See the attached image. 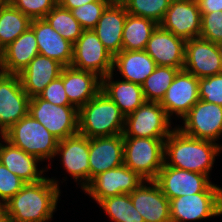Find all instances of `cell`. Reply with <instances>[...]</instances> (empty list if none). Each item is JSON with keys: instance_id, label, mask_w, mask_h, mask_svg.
Returning <instances> with one entry per match:
<instances>
[{"instance_id": "cell-32", "label": "cell", "mask_w": 222, "mask_h": 222, "mask_svg": "<svg viewBox=\"0 0 222 222\" xmlns=\"http://www.w3.org/2000/svg\"><path fill=\"white\" fill-rule=\"evenodd\" d=\"M50 26L60 35L75 43L82 34V27L80 23L73 17L70 10L56 4L55 7L44 17Z\"/></svg>"}, {"instance_id": "cell-46", "label": "cell", "mask_w": 222, "mask_h": 222, "mask_svg": "<svg viewBox=\"0 0 222 222\" xmlns=\"http://www.w3.org/2000/svg\"><path fill=\"white\" fill-rule=\"evenodd\" d=\"M111 2H122L123 0H110Z\"/></svg>"}, {"instance_id": "cell-17", "label": "cell", "mask_w": 222, "mask_h": 222, "mask_svg": "<svg viewBox=\"0 0 222 222\" xmlns=\"http://www.w3.org/2000/svg\"><path fill=\"white\" fill-rule=\"evenodd\" d=\"M199 78L180 70L166 91L161 106L171 119L173 114L183 118L199 100Z\"/></svg>"}, {"instance_id": "cell-28", "label": "cell", "mask_w": 222, "mask_h": 222, "mask_svg": "<svg viewBox=\"0 0 222 222\" xmlns=\"http://www.w3.org/2000/svg\"><path fill=\"white\" fill-rule=\"evenodd\" d=\"M39 54L34 31L29 27L4 50L3 71L7 74L21 73Z\"/></svg>"}, {"instance_id": "cell-11", "label": "cell", "mask_w": 222, "mask_h": 222, "mask_svg": "<svg viewBox=\"0 0 222 222\" xmlns=\"http://www.w3.org/2000/svg\"><path fill=\"white\" fill-rule=\"evenodd\" d=\"M222 215V192H201L170 200L171 222H186Z\"/></svg>"}, {"instance_id": "cell-37", "label": "cell", "mask_w": 222, "mask_h": 222, "mask_svg": "<svg viewBox=\"0 0 222 222\" xmlns=\"http://www.w3.org/2000/svg\"><path fill=\"white\" fill-rule=\"evenodd\" d=\"M200 38L216 44L222 43V11L201 13Z\"/></svg>"}, {"instance_id": "cell-5", "label": "cell", "mask_w": 222, "mask_h": 222, "mask_svg": "<svg viewBox=\"0 0 222 222\" xmlns=\"http://www.w3.org/2000/svg\"><path fill=\"white\" fill-rule=\"evenodd\" d=\"M124 165L144 180H155L164 165L166 138L123 137Z\"/></svg>"}, {"instance_id": "cell-15", "label": "cell", "mask_w": 222, "mask_h": 222, "mask_svg": "<svg viewBox=\"0 0 222 222\" xmlns=\"http://www.w3.org/2000/svg\"><path fill=\"white\" fill-rule=\"evenodd\" d=\"M159 25L185 41L200 37L201 12L197 1L172 0Z\"/></svg>"}, {"instance_id": "cell-39", "label": "cell", "mask_w": 222, "mask_h": 222, "mask_svg": "<svg viewBox=\"0 0 222 222\" xmlns=\"http://www.w3.org/2000/svg\"><path fill=\"white\" fill-rule=\"evenodd\" d=\"M25 182L17 175L9 171L0 163V205L3 206L17 192L21 190Z\"/></svg>"}, {"instance_id": "cell-12", "label": "cell", "mask_w": 222, "mask_h": 222, "mask_svg": "<svg viewBox=\"0 0 222 222\" xmlns=\"http://www.w3.org/2000/svg\"><path fill=\"white\" fill-rule=\"evenodd\" d=\"M30 97L23 90L18 74L4 73L0 77V135L29 111Z\"/></svg>"}, {"instance_id": "cell-41", "label": "cell", "mask_w": 222, "mask_h": 222, "mask_svg": "<svg viewBox=\"0 0 222 222\" xmlns=\"http://www.w3.org/2000/svg\"><path fill=\"white\" fill-rule=\"evenodd\" d=\"M201 13L222 11V0H196Z\"/></svg>"}, {"instance_id": "cell-36", "label": "cell", "mask_w": 222, "mask_h": 222, "mask_svg": "<svg viewBox=\"0 0 222 222\" xmlns=\"http://www.w3.org/2000/svg\"><path fill=\"white\" fill-rule=\"evenodd\" d=\"M16 9L32 19L44 18L58 3L57 0H8Z\"/></svg>"}, {"instance_id": "cell-45", "label": "cell", "mask_w": 222, "mask_h": 222, "mask_svg": "<svg viewBox=\"0 0 222 222\" xmlns=\"http://www.w3.org/2000/svg\"><path fill=\"white\" fill-rule=\"evenodd\" d=\"M218 46H219L221 57H222V43L218 44Z\"/></svg>"}, {"instance_id": "cell-13", "label": "cell", "mask_w": 222, "mask_h": 222, "mask_svg": "<svg viewBox=\"0 0 222 222\" xmlns=\"http://www.w3.org/2000/svg\"><path fill=\"white\" fill-rule=\"evenodd\" d=\"M143 181L136 172L123 164L95 176L83 191L99 203L108 197L130 194Z\"/></svg>"}, {"instance_id": "cell-29", "label": "cell", "mask_w": 222, "mask_h": 222, "mask_svg": "<svg viewBox=\"0 0 222 222\" xmlns=\"http://www.w3.org/2000/svg\"><path fill=\"white\" fill-rule=\"evenodd\" d=\"M158 24L151 19L127 13L123 27L122 50H145Z\"/></svg>"}, {"instance_id": "cell-10", "label": "cell", "mask_w": 222, "mask_h": 222, "mask_svg": "<svg viewBox=\"0 0 222 222\" xmlns=\"http://www.w3.org/2000/svg\"><path fill=\"white\" fill-rule=\"evenodd\" d=\"M184 126H177L184 134L215 142L222 135V106L203 100L198 102L182 118Z\"/></svg>"}, {"instance_id": "cell-33", "label": "cell", "mask_w": 222, "mask_h": 222, "mask_svg": "<svg viewBox=\"0 0 222 222\" xmlns=\"http://www.w3.org/2000/svg\"><path fill=\"white\" fill-rule=\"evenodd\" d=\"M98 204L114 222H145L133 206L130 194L108 197Z\"/></svg>"}, {"instance_id": "cell-2", "label": "cell", "mask_w": 222, "mask_h": 222, "mask_svg": "<svg viewBox=\"0 0 222 222\" xmlns=\"http://www.w3.org/2000/svg\"><path fill=\"white\" fill-rule=\"evenodd\" d=\"M221 150L222 144L190 137L175 127L165 140L164 163L209 177Z\"/></svg>"}, {"instance_id": "cell-35", "label": "cell", "mask_w": 222, "mask_h": 222, "mask_svg": "<svg viewBox=\"0 0 222 222\" xmlns=\"http://www.w3.org/2000/svg\"><path fill=\"white\" fill-rule=\"evenodd\" d=\"M110 3V0L90 2L71 10V12L83 30H93Z\"/></svg>"}, {"instance_id": "cell-18", "label": "cell", "mask_w": 222, "mask_h": 222, "mask_svg": "<svg viewBox=\"0 0 222 222\" xmlns=\"http://www.w3.org/2000/svg\"><path fill=\"white\" fill-rule=\"evenodd\" d=\"M130 198L145 222H171L170 200L154 180L143 181L130 193Z\"/></svg>"}, {"instance_id": "cell-23", "label": "cell", "mask_w": 222, "mask_h": 222, "mask_svg": "<svg viewBox=\"0 0 222 222\" xmlns=\"http://www.w3.org/2000/svg\"><path fill=\"white\" fill-rule=\"evenodd\" d=\"M62 80L69 102L77 109L101 91V78L99 76L71 66L62 68Z\"/></svg>"}, {"instance_id": "cell-26", "label": "cell", "mask_w": 222, "mask_h": 222, "mask_svg": "<svg viewBox=\"0 0 222 222\" xmlns=\"http://www.w3.org/2000/svg\"><path fill=\"white\" fill-rule=\"evenodd\" d=\"M114 71L101 79V91L106 94L127 116L139 108L146 100L142 85L126 80L113 81Z\"/></svg>"}, {"instance_id": "cell-42", "label": "cell", "mask_w": 222, "mask_h": 222, "mask_svg": "<svg viewBox=\"0 0 222 222\" xmlns=\"http://www.w3.org/2000/svg\"><path fill=\"white\" fill-rule=\"evenodd\" d=\"M57 1H58V4H60L62 7L71 11L86 3L100 1V0H57Z\"/></svg>"}, {"instance_id": "cell-6", "label": "cell", "mask_w": 222, "mask_h": 222, "mask_svg": "<svg viewBox=\"0 0 222 222\" xmlns=\"http://www.w3.org/2000/svg\"><path fill=\"white\" fill-rule=\"evenodd\" d=\"M171 119L160 102L145 101L131 114L125 116L123 137L167 138Z\"/></svg>"}, {"instance_id": "cell-14", "label": "cell", "mask_w": 222, "mask_h": 222, "mask_svg": "<svg viewBox=\"0 0 222 222\" xmlns=\"http://www.w3.org/2000/svg\"><path fill=\"white\" fill-rule=\"evenodd\" d=\"M183 70L197 78L222 73V57L218 44L200 37L187 40Z\"/></svg>"}, {"instance_id": "cell-44", "label": "cell", "mask_w": 222, "mask_h": 222, "mask_svg": "<svg viewBox=\"0 0 222 222\" xmlns=\"http://www.w3.org/2000/svg\"><path fill=\"white\" fill-rule=\"evenodd\" d=\"M4 50L5 48L2 46L0 42V70H3Z\"/></svg>"}, {"instance_id": "cell-9", "label": "cell", "mask_w": 222, "mask_h": 222, "mask_svg": "<svg viewBox=\"0 0 222 222\" xmlns=\"http://www.w3.org/2000/svg\"><path fill=\"white\" fill-rule=\"evenodd\" d=\"M71 67L94 73L102 79L113 72V55L104 47L94 30H83L73 44Z\"/></svg>"}, {"instance_id": "cell-19", "label": "cell", "mask_w": 222, "mask_h": 222, "mask_svg": "<svg viewBox=\"0 0 222 222\" xmlns=\"http://www.w3.org/2000/svg\"><path fill=\"white\" fill-rule=\"evenodd\" d=\"M185 43L184 39L158 25L149 38L145 51L157 66H169L183 70Z\"/></svg>"}, {"instance_id": "cell-25", "label": "cell", "mask_w": 222, "mask_h": 222, "mask_svg": "<svg viewBox=\"0 0 222 222\" xmlns=\"http://www.w3.org/2000/svg\"><path fill=\"white\" fill-rule=\"evenodd\" d=\"M63 67L57 60L38 54L18 74L23 90L30 98L39 96L51 81L60 76Z\"/></svg>"}, {"instance_id": "cell-38", "label": "cell", "mask_w": 222, "mask_h": 222, "mask_svg": "<svg viewBox=\"0 0 222 222\" xmlns=\"http://www.w3.org/2000/svg\"><path fill=\"white\" fill-rule=\"evenodd\" d=\"M199 99L222 106V73L199 78Z\"/></svg>"}, {"instance_id": "cell-20", "label": "cell", "mask_w": 222, "mask_h": 222, "mask_svg": "<svg viewBox=\"0 0 222 222\" xmlns=\"http://www.w3.org/2000/svg\"><path fill=\"white\" fill-rule=\"evenodd\" d=\"M123 134L89 139L90 181L97 175L124 164Z\"/></svg>"}, {"instance_id": "cell-48", "label": "cell", "mask_w": 222, "mask_h": 222, "mask_svg": "<svg viewBox=\"0 0 222 222\" xmlns=\"http://www.w3.org/2000/svg\"><path fill=\"white\" fill-rule=\"evenodd\" d=\"M5 72L3 70H0V77L4 74Z\"/></svg>"}, {"instance_id": "cell-34", "label": "cell", "mask_w": 222, "mask_h": 222, "mask_svg": "<svg viewBox=\"0 0 222 222\" xmlns=\"http://www.w3.org/2000/svg\"><path fill=\"white\" fill-rule=\"evenodd\" d=\"M172 0H123L127 13L148 18L158 25L162 22Z\"/></svg>"}, {"instance_id": "cell-7", "label": "cell", "mask_w": 222, "mask_h": 222, "mask_svg": "<svg viewBox=\"0 0 222 222\" xmlns=\"http://www.w3.org/2000/svg\"><path fill=\"white\" fill-rule=\"evenodd\" d=\"M59 141L78 133V109L54 105L38 96L30 98L29 111Z\"/></svg>"}, {"instance_id": "cell-31", "label": "cell", "mask_w": 222, "mask_h": 222, "mask_svg": "<svg viewBox=\"0 0 222 222\" xmlns=\"http://www.w3.org/2000/svg\"><path fill=\"white\" fill-rule=\"evenodd\" d=\"M179 71L180 69L169 66H156L154 72L142 84L145 100L161 102Z\"/></svg>"}, {"instance_id": "cell-1", "label": "cell", "mask_w": 222, "mask_h": 222, "mask_svg": "<svg viewBox=\"0 0 222 222\" xmlns=\"http://www.w3.org/2000/svg\"><path fill=\"white\" fill-rule=\"evenodd\" d=\"M60 193L58 180L46 177L25 183L2 207L11 222H47L53 218Z\"/></svg>"}, {"instance_id": "cell-43", "label": "cell", "mask_w": 222, "mask_h": 222, "mask_svg": "<svg viewBox=\"0 0 222 222\" xmlns=\"http://www.w3.org/2000/svg\"><path fill=\"white\" fill-rule=\"evenodd\" d=\"M0 222H11L3 207L0 208Z\"/></svg>"}, {"instance_id": "cell-27", "label": "cell", "mask_w": 222, "mask_h": 222, "mask_svg": "<svg viewBox=\"0 0 222 222\" xmlns=\"http://www.w3.org/2000/svg\"><path fill=\"white\" fill-rule=\"evenodd\" d=\"M156 63L145 50H122L113 56V71H119L123 80L142 85L156 68Z\"/></svg>"}, {"instance_id": "cell-4", "label": "cell", "mask_w": 222, "mask_h": 222, "mask_svg": "<svg viewBox=\"0 0 222 222\" xmlns=\"http://www.w3.org/2000/svg\"><path fill=\"white\" fill-rule=\"evenodd\" d=\"M2 136L41 161L52 160L56 156L59 140L30 114L13 124Z\"/></svg>"}, {"instance_id": "cell-47", "label": "cell", "mask_w": 222, "mask_h": 222, "mask_svg": "<svg viewBox=\"0 0 222 222\" xmlns=\"http://www.w3.org/2000/svg\"><path fill=\"white\" fill-rule=\"evenodd\" d=\"M7 0H0V5L4 4Z\"/></svg>"}, {"instance_id": "cell-16", "label": "cell", "mask_w": 222, "mask_h": 222, "mask_svg": "<svg viewBox=\"0 0 222 222\" xmlns=\"http://www.w3.org/2000/svg\"><path fill=\"white\" fill-rule=\"evenodd\" d=\"M56 155H62L63 167L83 190L90 183L89 138L77 133L60 140Z\"/></svg>"}, {"instance_id": "cell-8", "label": "cell", "mask_w": 222, "mask_h": 222, "mask_svg": "<svg viewBox=\"0 0 222 222\" xmlns=\"http://www.w3.org/2000/svg\"><path fill=\"white\" fill-rule=\"evenodd\" d=\"M205 174L167 166L165 163L154 180L169 199L201 192H222Z\"/></svg>"}, {"instance_id": "cell-21", "label": "cell", "mask_w": 222, "mask_h": 222, "mask_svg": "<svg viewBox=\"0 0 222 222\" xmlns=\"http://www.w3.org/2000/svg\"><path fill=\"white\" fill-rule=\"evenodd\" d=\"M30 28L34 31L39 54L55 59L64 67L71 66L73 43L64 39L44 19H32Z\"/></svg>"}, {"instance_id": "cell-22", "label": "cell", "mask_w": 222, "mask_h": 222, "mask_svg": "<svg viewBox=\"0 0 222 222\" xmlns=\"http://www.w3.org/2000/svg\"><path fill=\"white\" fill-rule=\"evenodd\" d=\"M127 17L122 2H111L93 29L104 47L114 56L122 51L123 27Z\"/></svg>"}, {"instance_id": "cell-40", "label": "cell", "mask_w": 222, "mask_h": 222, "mask_svg": "<svg viewBox=\"0 0 222 222\" xmlns=\"http://www.w3.org/2000/svg\"><path fill=\"white\" fill-rule=\"evenodd\" d=\"M54 105L73 106L65 93L62 80V70L60 76L51 81L38 96Z\"/></svg>"}, {"instance_id": "cell-3", "label": "cell", "mask_w": 222, "mask_h": 222, "mask_svg": "<svg viewBox=\"0 0 222 222\" xmlns=\"http://www.w3.org/2000/svg\"><path fill=\"white\" fill-rule=\"evenodd\" d=\"M125 116L102 91L78 109V133L97 138L123 134Z\"/></svg>"}, {"instance_id": "cell-24", "label": "cell", "mask_w": 222, "mask_h": 222, "mask_svg": "<svg viewBox=\"0 0 222 222\" xmlns=\"http://www.w3.org/2000/svg\"><path fill=\"white\" fill-rule=\"evenodd\" d=\"M0 142V163L21 178L25 183H34L46 178L42 174L48 170L38 169V162H42L37 156L31 155L14 146L3 136ZM1 140V139H0ZM4 142L5 144H3Z\"/></svg>"}, {"instance_id": "cell-30", "label": "cell", "mask_w": 222, "mask_h": 222, "mask_svg": "<svg viewBox=\"0 0 222 222\" xmlns=\"http://www.w3.org/2000/svg\"><path fill=\"white\" fill-rule=\"evenodd\" d=\"M31 19L8 0L0 5V42L4 48L30 27Z\"/></svg>"}]
</instances>
